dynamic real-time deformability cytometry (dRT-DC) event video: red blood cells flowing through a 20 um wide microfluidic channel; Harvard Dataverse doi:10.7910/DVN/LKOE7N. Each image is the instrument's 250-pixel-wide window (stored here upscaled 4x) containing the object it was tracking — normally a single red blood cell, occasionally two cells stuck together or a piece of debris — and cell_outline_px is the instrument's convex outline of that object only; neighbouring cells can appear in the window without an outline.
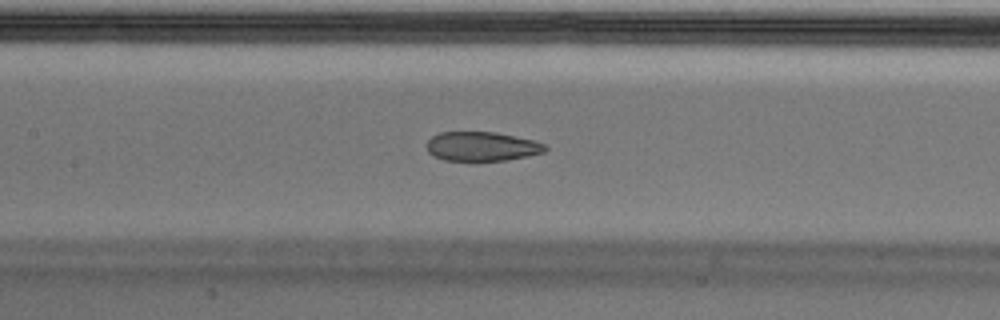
{"species": "Egyptian fruit bat (a non-hibernating species)", "species_latin": "Rousettus aegyptiacus", "temperature_condition": "cold", "stored_images_in_passage": 53, "camera_frame_rate_fps": 3000, "um_per_image_px": 0.085, "animal": {"sex": "male"}, "frame": {"image": 1, "passage_image": 24, "time_ms": 7.667, "image_size_px": [1000, 320], "cell_outline_px": [[548, 148], [544, 152], [528, 156], [508, 160], [444, 160], [428, 152], [428, 140], [432, 136], [440, 132], [496, 132], [532, 140], [544, 144]], "centroid_in_image_um": [40.97, 12.44], "position_along_channel_um": 166.4, "area_um2": 19.94}}
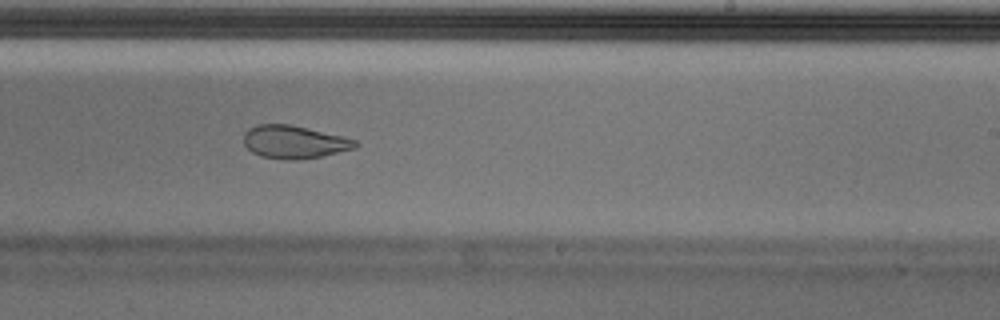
{"frame": {"image": 2, "passage_image": 32, "time_ms": 10.333, "image_size_px": [1000, 320], "cell_outline_px": [[360, 144], [356, 148], [320, 156], [296, 160], [280, 160], [260, 156], [252, 152], [244, 144], [244, 132], [248, 128], [256, 124], [292, 124], [344, 136], [356, 140]], "centroid_in_image_um": [25.0, 12.06], "position_along_channel_um": 264.0, "area_um2": 21.73}}
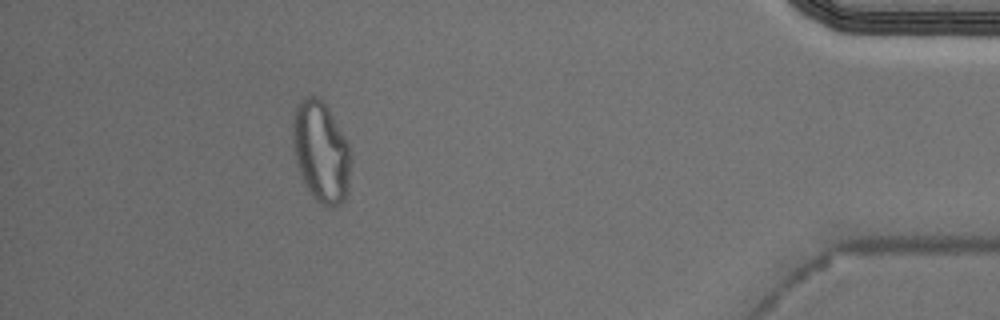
{"frame": {"image": 3, "passage_image": 48, "time_ms": 15.667, "image_size_px": [1000, 320], "cell_outline_px": [[352, 160], [348, 192], [344, 200], [336, 208], [328, 208], [320, 204], [312, 196], [304, 184], [300, 176], [296, 164], [292, 144], [292, 120], [296, 108], [300, 100], [304, 96], [316, 96], [328, 108], [348, 144]], "centroid_in_image_um": [27.28, 12.96], "position_along_channel_um": 407.9, "area_um2": 34.68}, "authors_computed_cell_mechanics": {"area_um2": 22.4842, "velocity_mm_per_s": 3.6705, "shape_relaxation_time_tau1_ms": null, "shape_relaxation_time_tau2_ms": 1.303, "deformation_change_tau1": null, "deformation_change_tau2": 0.0682}}